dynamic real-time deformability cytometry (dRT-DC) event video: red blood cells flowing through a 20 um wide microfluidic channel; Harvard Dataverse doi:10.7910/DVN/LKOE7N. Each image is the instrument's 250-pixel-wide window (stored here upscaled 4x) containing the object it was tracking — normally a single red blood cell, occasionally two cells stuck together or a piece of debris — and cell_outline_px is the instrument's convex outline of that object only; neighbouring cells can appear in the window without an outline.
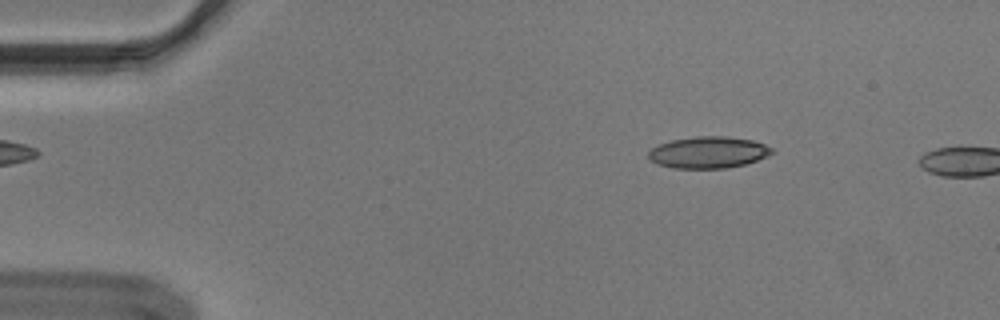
{"species": "Egyptian fruit bat (a non-hibernating species)", "species_latin": "Rousettus aegyptiacus", "temperature_condition": "cold", "stored_images_in_passage": 5, "camera_frame_rate_fps": 3000, "um_per_image_px": 0.085, "animal": {"sex": "male"}, "frame": {"image": 1, "passage_image": 3, "time_ms": 0.667, "image_size_px": [1000, 320], "cell_outline_px": [[776, 152], [768, 156], [744, 164], [724, 168], [672, 168], [656, 164], [648, 160], [648, 152], [652, 148], [660, 144], [672, 140], [696, 136], [724, 136], [752, 140], [764, 144], [772, 148]], "centroid_in_image_um": [60.19, 12.95], "position_along_channel_um": 24.8, "area_um2": 22.77}}